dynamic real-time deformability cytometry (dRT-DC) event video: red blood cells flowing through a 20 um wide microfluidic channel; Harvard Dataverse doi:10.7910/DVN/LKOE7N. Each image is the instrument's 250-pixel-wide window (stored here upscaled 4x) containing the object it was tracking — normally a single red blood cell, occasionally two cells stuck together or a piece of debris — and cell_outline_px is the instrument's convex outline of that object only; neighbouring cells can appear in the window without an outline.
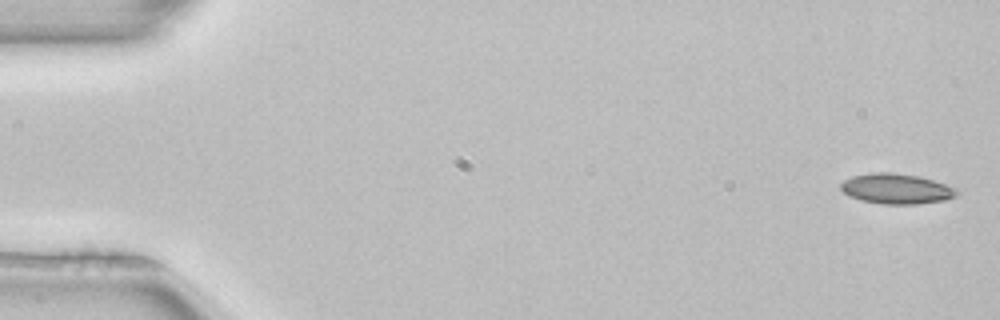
{"species": "common noctule bat (a hibernating species)", "species_latin": "Nyctalus noctula", "temperature_condition": "room temperature", "stored_images_in_passage": 51, "camera_frame_rate_fps": 3000, "um_per_image_px": 0.085, "animal": {"sex": "female", "body_mass_g": 22.7, "forearm_length_mm": 54.2}, "frame": {"image": 1, "passage_image": 1, "time_ms": 0.0, "image_size_px": [1000, 320], "cell_outline_px": [[964, 192], [956, 196], [944, 200], [916, 204], [880, 204], [860, 200], [848, 196], [840, 188], [840, 184], [844, 180], [852, 176], [872, 172], [888, 172], [920, 176], [960, 188]], "centroid_in_image_um": [76.25, 16.04], "position_along_channel_um": 8.8, "area_um2": 20.87}}
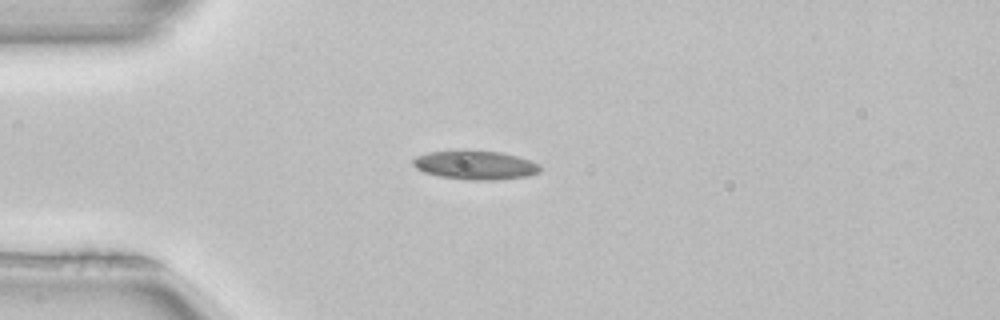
{"frame": {"image": 2, "passage_image": 13, "time_ms": 4.0, "image_size_px": [1000, 320], "cell_outline_px": [[540, 172], [528, 176], [496, 180], [472, 180], [440, 176], [424, 172], [416, 168], [412, 164], [412, 160], [416, 156], [428, 152], [460, 148], [468, 148], [500, 152], [532, 160], [540, 164]], "centroid_in_image_um": [40.39, 13.99], "position_along_channel_um": 44.6, "area_um2": 22.08}}
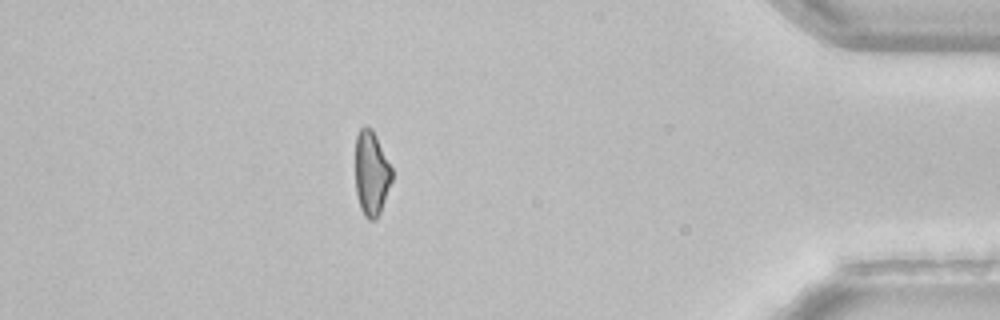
{"frame": {"image": 3, "passage_image": 45, "time_ms": 14.667, "image_size_px": [1000, 320], "cell_outline_px": [[392, 180], [380, 212], [376, 220], [368, 220], [364, 216], [360, 208], [356, 192], [356, 136], [360, 128], [364, 124], [372, 128], [392, 168]], "centroid_in_image_um": [31.56, 14.73], "position_along_channel_um": 403.6, "area_um2": 18.03}}